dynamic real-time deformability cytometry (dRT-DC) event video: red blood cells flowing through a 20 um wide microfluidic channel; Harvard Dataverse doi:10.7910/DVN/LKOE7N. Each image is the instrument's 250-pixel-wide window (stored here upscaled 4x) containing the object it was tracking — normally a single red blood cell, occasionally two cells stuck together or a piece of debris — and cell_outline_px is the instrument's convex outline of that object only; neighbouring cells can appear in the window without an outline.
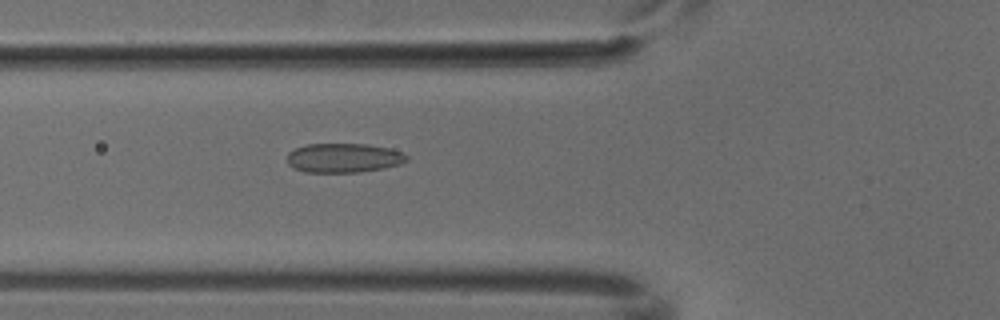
{"species": "common noctule bat (a hibernating species)", "species_latin": "Nyctalus noctula", "temperature_condition": "cold", "stored_images_in_passage": 5, "camera_frame_rate_fps": 3000, "um_per_image_px": 0.085, "animal": {"sex": "male", "body_mass_g": 18.8}, "frame": {"image": 1, "passage_image": 5, "time_ms": 1.333, "image_size_px": [1000, 320], "cell_outline_px": [[408, 160], [400, 164], [384, 168], [360, 172], [304, 172], [292, 168], [288, 164], [288, 152], [304, 144], [368, 144], [388, 148], [400, 152], [408, 156]], "centroid_in_image_um": [29.18, 13.42], "position_along_channel_um": 96.6, "area_um2": 20.46}}